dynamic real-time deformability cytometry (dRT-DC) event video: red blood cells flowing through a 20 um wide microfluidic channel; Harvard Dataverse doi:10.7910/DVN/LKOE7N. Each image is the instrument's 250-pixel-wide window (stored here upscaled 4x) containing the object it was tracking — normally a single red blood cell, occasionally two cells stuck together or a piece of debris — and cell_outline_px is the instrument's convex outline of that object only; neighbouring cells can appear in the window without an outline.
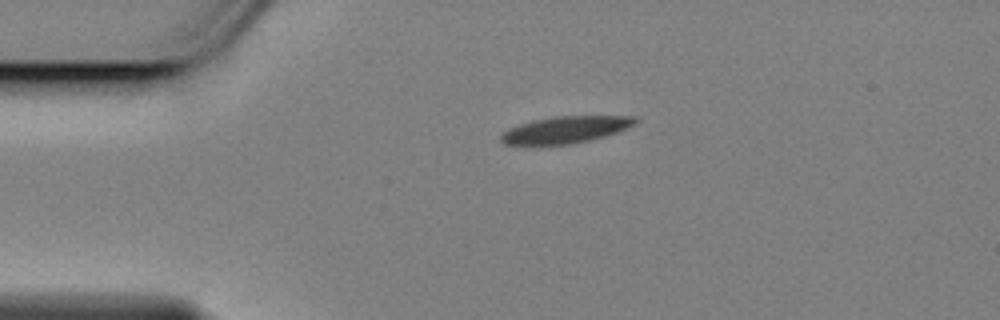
{"species": "Egyptian fruit bat (a non-hibernating species)", "species_latin": "Rousettus aegyptiacus", "temperature_condition": "cold", "stored_images_in_passage": 39, "camera_frame_rate_fps": 3000, "um_per_image_px": 0.085, "animal": {"sex": "female"}, "frame": {"image": 1, "passage_image": 1, "time_ms": 0.0, "image_size_px": [1000, 320], "cell_outline_px": [[640, 120], [616, 132], [592, 140], [572, 144], [540, 148], [532, 148], [504, 144], [500, 140], [500, 136], [508, 128], [532, 120], [552, 116], [636, 116]], "centroid_in_image_um": [47.93, 11.08], "position_along_channel_um": 37.1, "area_um2": 21.91}}
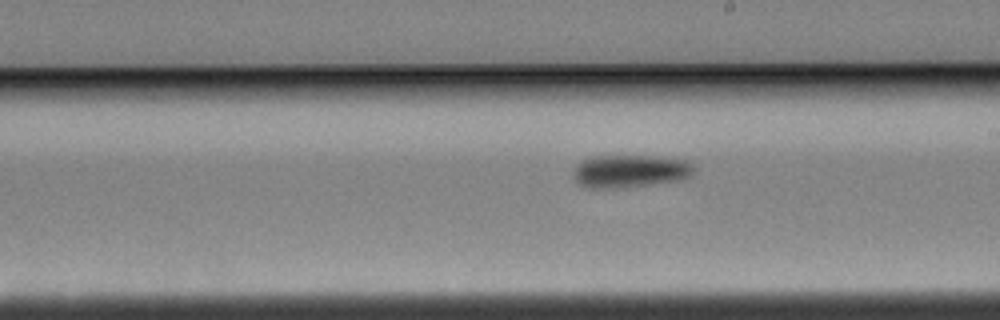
{"frame": {"image": 2, "passage_image": 21, "time_ms": 6.667, "image_size_px": [1000, 320], "cell_outline_px": [[696, 168], [692, 176], [680, 180], [648, 184], [596, 188], [592, 188], [580, 184], [576, 180], [576, 164], [580, 160], [588, 156], [652, 156], [688, 160]], "centroid_in_image_um": [53.61, 14.51], "position_along_channel_um": 235.4, "area_um2": 22.66}}
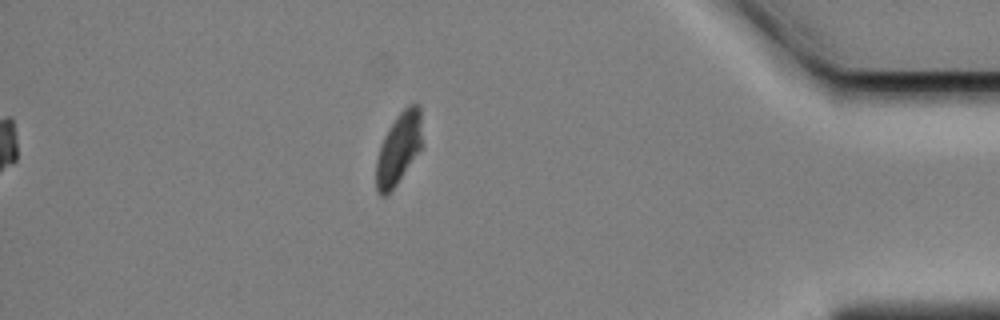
{"frame": {"image": 3, "passage_image": 39, "time_ms": 12.667, "image_size_px": [1000, 320], "cell_outline_px": [[420, 148], [388, 196], [380, 196], [376, 192], [376, 160], [380, 144], [388, 128], [396, 116], [408, 104], [420, 104]], "centroid_in_image_um": [33.82, 12.64], "position_along_channel_um": 401.4, "area_um2": 18.84}, "authors_computed_cell_mechanics": {"area_um2": 22.1952, "velocity_mm_per_s": 3.4405, "shape_relaxation_time_tau1_ms": 2.6201, "shape_relaxation_time_tau2_ms": 10.6528, "deformation_change_tau1": 0.1312, "deformation_change_tau2": 0.1562}}